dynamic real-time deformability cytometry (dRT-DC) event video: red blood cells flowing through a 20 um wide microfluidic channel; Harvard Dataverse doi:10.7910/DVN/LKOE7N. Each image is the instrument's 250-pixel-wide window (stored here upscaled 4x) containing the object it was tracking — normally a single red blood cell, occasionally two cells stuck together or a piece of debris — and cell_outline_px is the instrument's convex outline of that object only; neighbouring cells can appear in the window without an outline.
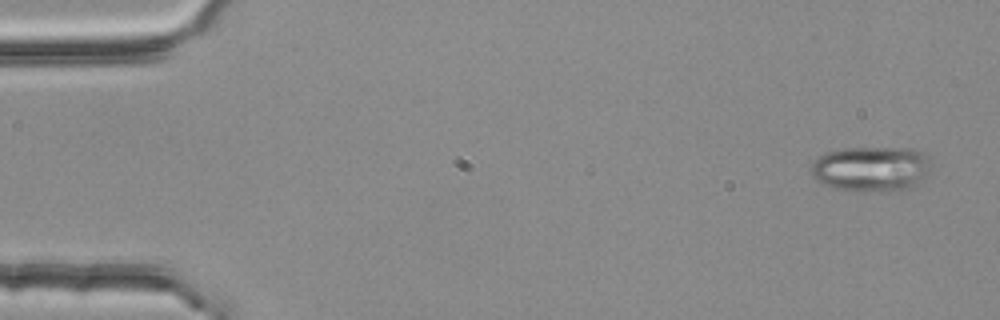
{"species": "common noctule bat (a hibernating species)", "species_latin": "Nyctalus noctula", "temperature_condition": "room temperature", "stored_images_in_passage": 4, "camera_frame_rate_fps": 3000, "um_per_image_px": 0.085, "animal": {"sex": "female", "body_mass_g": 25.1}, "frame": {"image": 1, "passage_image": 1, "time_ms": 0.0, "image_size_px": [1000, 320], "cell_outline_px": [[928, 160], [924, 176], [916, 188], [896, 192], [856, 192], [836, 188], [824, 184], [812, 176], [812, 164], [816, 156], [824, 152], [840, 148], [912, 148], [928, 156]], "centroid_in_image_um": [74.02, 14.37], "position_along_channel_um": 11.0, "area_um2": 32.08}}